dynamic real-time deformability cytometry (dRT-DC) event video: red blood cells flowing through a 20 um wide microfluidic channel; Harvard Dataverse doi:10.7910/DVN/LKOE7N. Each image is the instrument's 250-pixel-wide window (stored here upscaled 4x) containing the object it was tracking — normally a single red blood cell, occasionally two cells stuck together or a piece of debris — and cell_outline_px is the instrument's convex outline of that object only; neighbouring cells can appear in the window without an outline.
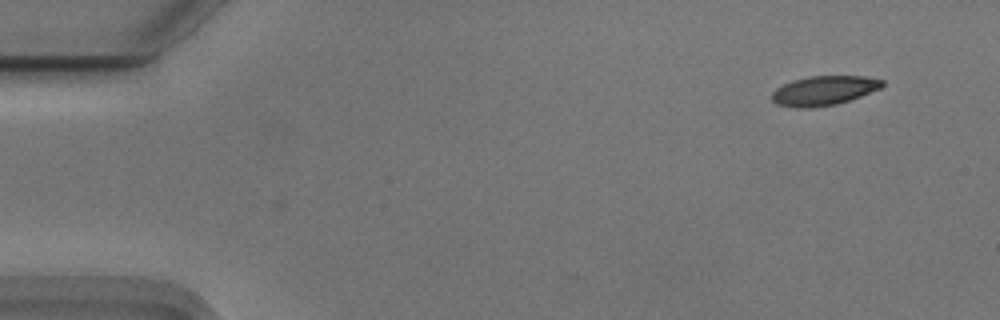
{"species": "Egyptian fruit bat (a non-hibernating species)", "species_latin": "Rousettus aegyptiacus", "temperature_condition": "cold", "stored_images_in_passage": 9, "camera_frame_rate_fps": 3000, "um_per_image_px": 0.085, "animal": {"sex": "male"}, "frame": {"image": 1, "passage_image": 9, "time_ms": 2.667, "image_size_px": [1000, 320], "cell_outline_px": [[884, 84], [880, 88], [860, 96], [836, 104], [812, 108], [796, 108], [776, 104], [772, 100], [772, 92], [776, 88], [792, 80], [808, 76], [864, 76], [884, 80]], "centroid_in_image_um": [70.0, 7.7], "position_along_channel_um": 15.0, "area_um2": 18.9}}